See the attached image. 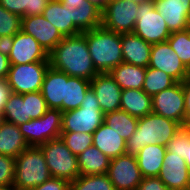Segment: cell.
Instances as JSON below:
<instances>
[{"label": "cell", "instance_id": "1", "mask_svg": "<svg viewBox=\"0 0 190 190\" xmlns=\"http://www.w3.org/2000/svg\"><path fill=\"white\" fill-rule=\"evenodd\" d=\"M48 59L50 66L68 76L91 81L98 74L84 33L64 37L48 54Z\"/></svg>", "mask_w": 190, "mask_h": 190}, {"label": "cell", "instance_id": "2", "mask_svg": "<svg viewBox=\"0 0 190 190\" xmlns=\"http://www.w3.org/2000/svg\"><path fill=\"white\" fill-rule=\"evenodd\" d=\"M182 126L171 119L153 112L138 118L136 131L126 141V153L136 156L146 145L159 144L166 146Z\"/></svg>", "mask_w": 190, "mask_h": 190}, {"label": "cell", "instance_id": "3", "mask_svg": "<svg viewBox=\"0 0 190 190\" xmlns=\"http://www.w3.org/2000/svg\"><path fill=\"white\" fill-rule=\"evenodd\" d=\"M93 65L98 73H108L123 62L121 34L102 25L83 32Z\"/></svg>", "mask_w": 190, "mask_h": 190}, {"label": "cell", "instance_id": "4", "mask_svg": "<svg viewBox=\"0 0 190 190\" xmlns=\"http://www.w3.org/2000/svg\"><path fill=\"white\" fill-rule=\"evenodd\" d=\"M51 177L40 146H28L15 158L13 186L18 190H32Z\"/></svg>", "mask_w": 190, "mask_h": 190}, {"label": "cell", "instance_id": "5", "mask_svg": "<svg viewBox=\"0 0 190 190\" xmlns=\"http://www.w3.org/2000/svg\"><path fill=\"white\" fill-rule=\"evenodd\" d=\"M104 115L98 99L90 87L79 108L62 112L61 132L93 134L104 122Z\"/></svg>", "mask_w": 190, "mask_h": 190}, {"label": "cell", "instance_id": "6", "mask_svg": "<svg viewBox=\"0 0 190 190\" xmlns=\"http://www.w3.org/2000/svg\"><path fill=\"white\" fill-rule=\"evenodd\" d=\"M40 148L52 177L71 182L80 175L78 157L72 153L61 138L41 144Z\"/></svg>", "mask_w": 190, "mask_h": 190}, {"label": "cell", "instance_id": "7", "mask_svg": "<svg viewBox=\"0 0 190 190\" xmlns=\"http://www.w3.org/2000/svg\"><path fill=\"white\" fill-rule=\"evenodd\" d=\"M19 128L29 146H40L50 140L60 138L62 111L48 109L42 117L31 119L21 124Z\"/></svg>", "mask_w": 190, "mask_h": 190}, {"label": "cell", "instance_id": "8", "mask_svg": "<svg viewBox=\"0 0 190 190\" xmlns=\"http://www.w3.org/2000/svg\"><path fill=\"white\" fill-rule=\"evenodd\" d=\"M133 33L150 44L164 42L169 38L171 32L162 15L154 7L153 0L139 2Z\"/></svg>", "mask_w": 190, "mask_h": 190}, {"label": "cell", "instance_id": "9", "mask_svg": "<svg viewBox=\"0 0 190 190\" xmlns=\"http://www.w3.org/2000/svg\"><path fill=\"white\" fill-rule=\"evenodd\" d=\"M138 8L139 2L134 0H111L101 12V25L116 33H132Z\"/></svg>", "mask_w": 190, "mask_h": 190}, {"label": "cell", "instance_id": "10", "mask_svg": "<svg viewBox=\"0 0 190 190\" xmlns=\"http://www.w3.org/2000/svg\"><path fill=\"white\" fill-rule=\"evenodd\" d=\"M49 66V62L10 65L7 80L11 91L17 94L40 91Z\"/></svg>", "mask_w": 190, "mask_h": 190}, {"label": "cell", "instance_id": "11", "mask_svg": "<svg viewBox=\"0 0 190 190\" xmlns=\"http://www.w3.org/2000/svg\"><path fill=\"white\" fill-rule=\"evenodd\" d=\"M10 65L28 64L32 62H49L48 53L39 42L22 30L5 41Z\"/></svg>", "mask_w": 190, "mask_h": 190}, {"label": "cell", "instance_id": "12", "mask_svg": "<svg viewBox=\"0 0 190 190\" xmlns=\"http://www.w3.org/2000/svg\"><path fill=\"white\" fill-rule=\"evenodd\" d=\"M152 112L183 126L186 116L183 82H176L173 86L154 95Z\"/></svg>", "mask_w": 190, "mask_h": 190}, {"label": "cell", "instance_id": "13", "mask_svg": "<svg viewBox=\"0 0 190 190\" xmlns=\"http://www.w3.org/2000/svg\"><path fill=\"white\" fill-rule=\"evenodd\" d=\"M107 175L116 190H136L143 178L136 156L127 153L110 160Z\"/></svg>", "mask_w": 190, "mask_h": 190}, {"label": "cell", "instance_id": "14", "mask_svg": "<svg viewBox=\"0 0 190 190\" xmlns=\"http://www.w3.org/2000/svg\"><path fill=\"white\" fill-rule=\"evenodd\" d=\"M148 67L165 72L176 82H184L190 77V71L185 67L167 41L152 44Z\"/></svg>", "mask_w": 190, "mask_h": 190}, {"label": "cell", "instance_id": "15", "mask_svg": "<svg viewBox=\"0 0 190 190\" xmlns=\"http://www.w3.org/2000/svg\"><path fill=\"white\" fill-rule=\"evenodd\" d=\"M21 30L33 36L48 54L64 38L61 32L43 15L22 17Z\"/></svg>", "mask_w": 190, "mask_h": 190}, {"label": "cell", "instance_id": "16", "mask_svg": "<svg viewBox=\"0 0 190 190\" xmlns=\"http://www.w3.org/2000/svg\"><path fill=\"white\" fill-rule=\"evenodd\" d=\"M159 179L171 190H190V173L185 159L166 151Z\"/></svg>", "mask_w": 190, "mask_h": 190}, {"label": "cell", "instance_id": "17", "mask_svg": "<svg viewBox=\"0 0 190 190\" xmlns=\"http://www.w3.org/2000/svg\"><path fill=\"white\" fill-rule=\"evenodd\" d=\"M153 2L171 33L190 28V0H153Z\"/></svg>", "mask_w": 190, "mask_h": 190}, {"label": "cell", "instance_id": "18", "mask_svg": "<svg viewBox=\"0 0 190 190\" xmlns=\"http://www.w3.org/2000/svg\"><path fill=\"white\" fill-rule=\"evenodd\" d=\"M104 114L120 110L122 89L109 73H98L90 82Z\"/></svg>", "mask_w": 190, "mask_h": 190}, {"label": "cell", "instance_id": "19", "mask_svg": "<svg viewBox=\"0 0 190 190\" xmlns=\"http://www.w3.org/2000/svg\"><path fill=\"white\" fill-rule=\"evenodd\" d=\"M67 80L66 73L49 66L40 90L49 109H59L65 112V83Z\"/></svg>", "mask_w": 190, "mask_h": 190}, {"label": "cell", "instance_id": "20", "mask_svg": "<svg viewBox=\"0 0 190 190\" xmlns=\"http://www.w3.org/2000/svg\"><path fill=\"white\" fill-rule=\"evenodd\" d=\"M69 9L70 19L83 33L101 26V11L88 0H59Z\"/></svg>", "mask_w": 190, "mask_h": 190}, {"label": "cell", "instance_id": "21", "mask_svg": "<svg viewBox=\"0 0 190 190\" xmlns=\"http://www.w3.org/2000/svg\"><path fill=\"white\" fill-rule=\"evenodd\" d=\"M123 62L147 68L150 63L152 44L132 33L121 34Z\"/></svg>", "mask_w": 190, "mask_h": 190}, {"label": "cell", "instance_id": "22", "mask_svg": "<svg viewBox=\"0 0 190 190\" xmlns=\"http://www.w3.org/2000/svg\"><path fill=\"white\" fill-rule=\"evenodd\" d=\"M92 142L96 148L110 159L126 153V140L104 122L93 133Z\"/></svg>", "mask_w": 190, "mask_h": 190}, {"label": "cell", "instance_id": "23", "mask_svg": "<svg viewBox=\"0 0 190 190\" xmlns=\"http://www.w3.org/2000/svg\"><path fill=\"white\" fill-rule=\"evenodd\" d=\"M166 146L149 144L136 155L142 177H158L163 166Z\"/></svg>", "mask_w": 190, "mask_h": 190}, {"label": "cell", "instance_id": "24", "mask_svg": "<svg viewBox=\"0 0 190 190\" xmlns=\"http://www.w3.org/2000/svg\"><path fill=\"white\" fill-rule=\"evenodd\" d=\"M42 15L53 24L64 37L82 33L70 19L67 6L62 4L59 0H51Z\"/></svg>", "mask_w": 190, "mask_h": 190}, {"label": "cell", "instance_id": "25", "mask_svg": "<svg viewBox=\"0 0 190 190\" xmlns=\"http://www.w3.org/2000/svg\"><path fill=\"white\" fill-rule=\"evenodd\" d=\"M28 146L19 126L4 120L0 123V154L16 158Z\"/></svg>", "mask_w": 190, "mask_h": 190}, {"label": "cell", "instance_id": "26", "mask_svg": "<svg viewBox=\"0 0 190 190\" xmlns=\"http://www.w3.org/2000/svg\"><path fill=\"white\" fill-rule=\"evenodd\" d=\"M120 109L133 117H144L152 112V97L142 89L122 90Z\"/></svg>", "mask_w": 190, "mask_h": 190}, {"label": "cell", "instance_id": "27", "mask_svg": "<svg viewBox=\"0 0 190 190\" xmlns=\"http://www.w3.org/2000/svg\"><path fill=\"white\" fill-rule=\"evenodd\" d=\"M108 73L122 90H140L143 87L146 68L122 62Z\"/></svg>", "mask_w": 190, "mask_h": 190}, {"label": "cell", "instance_id": "28", "mask_svg": "<svg viewBox=\"0 0 190 190\" xmlns=\"http://www.w3.org/2000/svg\"><path fill=\"white\" fill-rule=\"evenodd\" d=\"M80 175L107 174L110 158L103 154L94 145L87 148L78 156Z\"/></svg>", "mask_w": 190, "mask_h": 190}, {"label": "cell", "instance_id": "29", "mask_svg": "<svg viewBox=\"0 0 190 190\" xmlns=\"http://www.w3.org/2000/svg\"><path fill=\"white\" fill-rule=\"evenodd\" d=\"M104 123L127 141L136 131L138 118L120 109L105 114Z\"/></svg>", "mask_w": 190, "mask_h": 190}, {"label": "cell", "instance_id": "30", "mask_svg": "<svg viewBox=\"0 0 190 190\" xmlns=\"http://www.w3.org/2000/svg\"><path fill=\"white\" fill-rule=\"evenodd\" d=\"M90 80L68 76L65 83V112L75 110L81 106L87 90L90 88Z\"/></svg>", "mask_w": 190, "mask_h": 190}, {"label": "cell", "instance_id": "31", "mask_svg": "<svg viewBox=\"0 0 190 190\" xmlns=\"http://www.w3.org/2000/svg\"><path fill=\"white\" fill-rule=\"evenodd\" d=\"M176 81L161 70L147 67L142 90L153 97L157 93L173 86Z\"/></svg>", "mask_w": 190, "mask_h": 190}, {"label": "cell", "instance_id": "32", "mask_svg": "<svg viewBox=\"0 0 190 190\" xmlns=\"http://www.w3.org/2000/svg\"><path fill=\"white\" fill-rule=\"evenodd\" d=\"M4 121L17 126L27 122L26 101H23V94L11 93L2 113Z\"/></svg>", "mask_w": 190, "mask_h": 190}, {"label": "cell", "instance_id": "33", "mask_svg": "<svg viewBox=\"0 0 190 190\" xmlns=\"http://www.w3.org/2000/svg\"><path fill=\"white\" fill-rule=\"evenodd\" d=\"M70 190H116L107 174L79 175L70 182Z\"/></svg>", "mask_w": 190, "mask_h": 190}, {"label": "cell", "instance_id": "34", "mask_svg": "<svg viewBox=\"0 0 190 190\" xmlns=\"http://www.w3.org/2000/svg\"><path fill=\"white\" fill-rule=\"evenodd\" d=\"M168 44L190 71V28L172 32L167 39Z\"/></svg>", "mask_w": 190, "mask_h": 190}, {"label": "cell", "instance_id": "35", "mask_svg": "<svg viewBox=\"0 0 190 190\" xmlns=\"http://www.w3.org/2000/svg\"><path fill=\"white\" fill-rule=\"evenodd\" d=\"M22 17L9 12L0 5V37L3 40L12 38L17 32L21 31Z\"/></svg>", "mask_w": 190, "mask_h": 190}, {"label": "cell", "instance_id": "36", "mask_svg": "<svg viewBox=\"0 0 190 190\" xmlns=\"http://www.w3.org/2000/svg\"><path fill=\"white\" fill-rule=\"evenodd\" d=\"M60 138L75 156L93 145V134L79 132H61Z\"/></svg>", "mask_w": 190, "mask_h": 190}, {"label": "cell", "instance_id": "37", "mask_svg": "<svg viewBox=\"0 0 190 190\" xmlns=\"http://www.w3.org/2000/svg\"><path fill=\"white\" fill-rule=\"evenodd\" d=\"M23 101H26L27 122L42 117L49 109L40 91L24 93Z\"/></svg>", "mask_w": 190, "mask_h": 190}, {"label": "cell", "instance_id": "38", "mask_svg": "<svg viewBox=\"0 0 190 190\" xmlns=\"http://www.w3.org/2000/svg\"><path fill=\"white\" fill-rule=\"evenodd\" d=\"M190 142V130L182 128L166 145V151L185 159L187 144Z\"/></svg>", "mask_w": 190, "mask_h": 190}, {"label": "cell", "instance_id": "39", "mask_svg": "<svg viewBox=\"0 0 190 190\" xmlns=\"http://www.w3.org/2000/svg\"><path fill=\"white\" fill-rule=\"evenodd\" d=\"M15 158L0 154V187L13 185Z\"/></svg>", "mask_w": 190, "mask_h": 190}, {"label": "cell", "instance_id": "40", "mask_svg": "<svg viewBox=\"0 0 190 190\" xmlns=\"http://www.w3.org/2000/svg\"><path fill=\"white\" fill-rule=\"evenodd\" d=\"M51 0H23V17L42 15Z\"/></svg>", "mask_w": 190, "mask_h": 190}, {"label": "cell", "instance_id": "41", "mask_svg": "<svg viewBox=\"0 0 190 190\" xmlns=\"http://www.w3.org/2000/svg\"><path fill=\"white\" fill-rule=\"evenodd\" d=\"M32 190H70V182L66 179L51 177L49 180L36 186Z\"/></svg>", "mask_w": 190, "mask_h": 190}, {"label": "cell", "instance_id": "42", "mask_svg": "<svg viewBox=\"0 0 190 190\" xmlns=\"http://www.w3.org/2000/svg\"><path fill=\"white\" fill-rule=\"evenodd\" d=\"M136 190H171L159 179V177H143Z\"/></svg>", "mask_w": 190, "mask_h": 190}, {"label": "cell", "instance_id": "43", "mask_svg": "<svg viewBox=\"0 0 190 190\" xmlns=\"http://www.w3.org/2000/svg\"><path fill=\"white\" fill-rule=\"evenodd\" d=\"M186 116L182 128L190 130V77L183 82Z\"/></svg>", "mask_w": 190, "mask_h": 190}, {"label": "cell", "instance_id": "44", "mask_svg": "<svg viewBox=\"0 0 190 190\" xmlns=\"http://www.w3.org/2000/svg\"><path fill=\"white\" fill-rule=\"evenodd\" d=\"M0 5L9 12L23 17V0H0Z\"/></svg>", "mask_w": 190, "mask_h": 190}, {"label": "cell", "instance_id": "45", "mask_svg": "<svg viewBox=\"0 0 190 190\" xmlns=\"http://www.w3.org/2000/svg\"><path fill=\"white\" fill-rule=\"evenodd\" d=\"M12 93L7 79H0V114L2 115L4 106Z\"/></svg>", "mask_w": 190, "mask_h": 190}, {"label": "cell", "instance_id": "46", "mask_svg": "<svg viewBox=\"0 0 190 190\" xmlns=\"http://www.w3.org/2000/svg\"><path fill=\"white\" fill-rule=\"evenodd\" d=\"M10 62L6 47L0 50V79H7Z\"/></svg>", "mask_w": 190, "mask_h": 190}, {"label": "cell", "instance_id": "47", "mask_svg": "<svg viewBox=\"0 0 190 190\" xmlns=\"http://www.w3.org/2000/svg\"><path fill=\"white\" fill-rule=\"evenodd\" d=\"M88 1L102 12L111 0H88Z\"/></svg>", "mask_w": 190, "mask_h": 190}, {"label": "cell", "instance_id": "48", "mask_svg": "<svg viewBox=\"0 0 190 190\" xmlns=\"http://www.w3.org/2000/svg\"><path fill=\"white\" fill-rule=\"evenodd\" d=\"M185 162H186V166H187L189 173H190V142L187 144Z\"/></svg>", "mask_w": 190, "mask_h": 190}, {"label": "cell", "instance_id": "49", "mask_svg": "<svg viewBox=\"0 0 190 190\" xmlns=\"http://www.w3.org/2000/svg\"><path fill=\"white\" fill-rule=\"evenodd\" d=\"M0 190H18V189L15 188L13 185H9V186L0 187Z\"/></svg>", "mask_w": 190, "mask_h": 190}, {"label": "cell", "instance_id": "50", "mask_svg": "<svg viewBox=\"0 0 190 190\" xmlns=\"http://www.w3.org/2000/svg\"><path fill=\"white\" fill-rule=\"evenodd\" d=\"M4 47H5V40H3V39L0 37V50H2Z\"/></svg>", "mask_w": 190, "mask_h": 190}, {"label": "cell", "instance_id": "51", "mask_svg": "<svg viewBox=\"0 0 190 190\" xmlns=\"http://www.w3.org/2000/svg\"><path fill=\"white\" fill-rule=\"evenodd\" d=\"M3 121L2 115L0 114V123Z\"/></svg>", "mask_w": 190, "mask_h": 190}]
</instances>
